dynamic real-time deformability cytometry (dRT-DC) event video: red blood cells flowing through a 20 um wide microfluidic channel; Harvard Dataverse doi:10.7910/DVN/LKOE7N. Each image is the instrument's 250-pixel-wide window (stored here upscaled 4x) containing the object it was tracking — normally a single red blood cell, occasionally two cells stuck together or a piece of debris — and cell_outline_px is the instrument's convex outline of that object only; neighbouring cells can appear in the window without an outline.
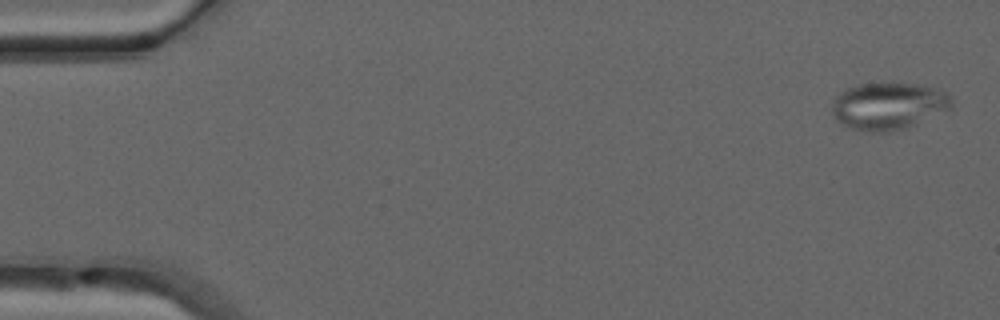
{"species": "common noctule bat (a hibernating species)", "species_latin": "Nyctalus noctula", "temperature_condition": "warm", "stored_images_in_passage": 51, "camera_frame_rate_fps": 3000, "um_per_image_px": 0.085, "animal": {"sex": "male", "forearm_length_mm": 52.5}, "frame": {"image": 1, "passage_image": 2, "time_ms": 0.333, "image_size_px": [1000, 320], "cell_outline_px": [[952, 108], [916, 124], [904, 128], [888, 132], [872, 132], [852, 128], [836, 120], [832, 112], [832, 100], [844, 88], [860, 84], [920, 84], [940, 88], [948, 92], [952, 96]], "centroid_in_image_um": [75.55, 9.0], "position_along_channel_um": 9.5, "area_um2": 33.0}}
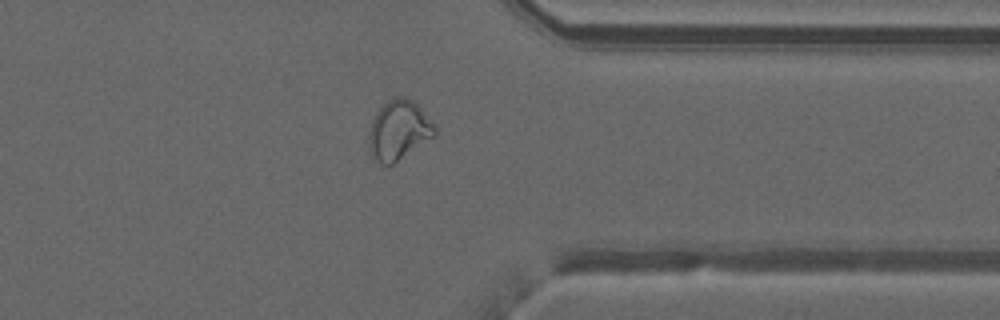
{"frame": {"image": 2, "passage_image": 40, "time_ms": 13.0, "image_size_px": [1000, 320], "cell_outline_px": [[436, 136], [392, 164], [380, 164], [372, 156], [368, 148], [368, 132], [372, 120], [376, 112], [392, 96], [404, 96], [412, 100], [436, 124]], "centroid_in_image_um": [33.89, 11.06], "position_along_channel_um": 377.5, "area_um2": 23.12}}
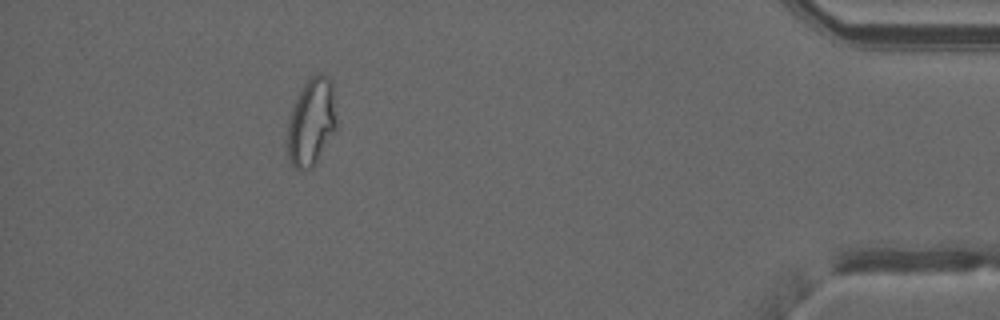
{"frame": {"image": 3, "passage_image": 46, "time_ms": 15.0, "image_size_px": [1000, 320], "cell_outline_px": [[336, 132], [316, 164], [312, 168], [304, 172], [300, 172], [292, 164], [288, 156], [288, 116], [296, 96], [308, 76], [316, 72], [320, 72], [328, 76], [332, 80], [336, 116]], "centroid_in_image_um": [26.48, 10.35], "position_along_channel_um": 408.7, "area_um2": 26.01}, "authors_computed_cell_mechanics": {"area_um2": 25.6054, "velocity_mm_per_s": 4.0518, "shape_relaxation_time_tau1_ms": null, "shape_relaxation_time_tau2_ms": 1.3324, "deformation_change_tau1": null, "deformation_change_tau2": 0.0786}}